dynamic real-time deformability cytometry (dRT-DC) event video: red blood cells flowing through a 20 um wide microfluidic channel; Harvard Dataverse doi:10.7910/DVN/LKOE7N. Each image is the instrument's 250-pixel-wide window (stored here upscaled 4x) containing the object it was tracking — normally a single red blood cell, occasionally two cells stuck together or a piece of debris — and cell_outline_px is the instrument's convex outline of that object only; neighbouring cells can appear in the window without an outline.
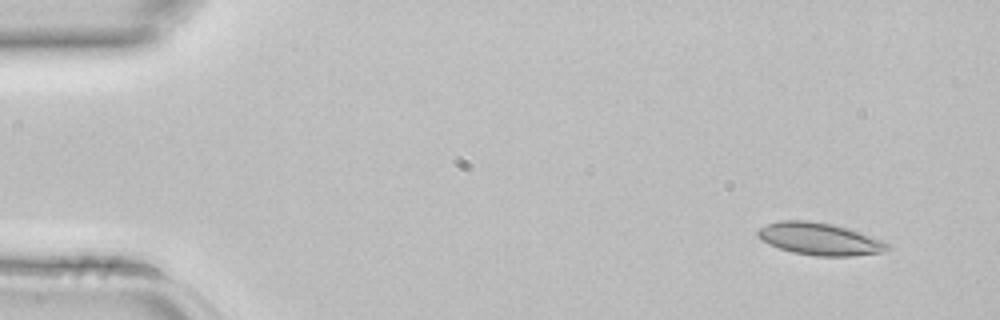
{"species": "common noctule bat (a hibernating species)", "species_latin": "Nyctalus noctula", "temperature_condition": "room temperature", "stored_images_in_passage": 3, "camera_frame_rate_fps": 3000, "um_per_image_px": 0.085, "animal": {"sex": "female", "body_mass_g": 22.7, "forearm_length_mm": 54.2}, "frame": {"image": 1, "passage_image": 1, "time_ms": 0.0, "image_size_px": [1000, 320], "cell_outline_px": [[892, 248], [880, 252], [852, 256], [816, 256], [792, 252], [768, 244], [756, 236], [756, 232], [760, 228], [768, 224], [780, 220], [808, 220], [832, 224], [848, 228], [860, 232], [880, 240], [888, 244]], "centroid_in_image_um": [69.63, 20.31], "position_along_channel_um": 15.4, "area_um2": 24.28}}
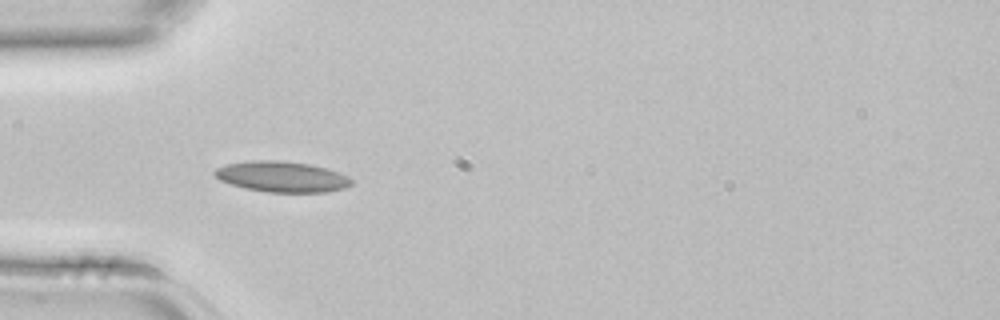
{"frame": {"image": 2, "passage_image": 3, "time_ms": 0.667, "image_size_px": [1000, 320], "cell_outline_px": [[352, 184], [344, 188], [328, 192], [268, 192], [244, 188], [220, 180], [212, 172], [216, 168], [228, 164], [248, 160], [280, 160], [308, 164], [324, 168], [348, 176], [352, 180]], "centroid_in_image_um": [23.94, 15.02], "position_along_channel_um": 61.1, "area_um2": 24.33}}